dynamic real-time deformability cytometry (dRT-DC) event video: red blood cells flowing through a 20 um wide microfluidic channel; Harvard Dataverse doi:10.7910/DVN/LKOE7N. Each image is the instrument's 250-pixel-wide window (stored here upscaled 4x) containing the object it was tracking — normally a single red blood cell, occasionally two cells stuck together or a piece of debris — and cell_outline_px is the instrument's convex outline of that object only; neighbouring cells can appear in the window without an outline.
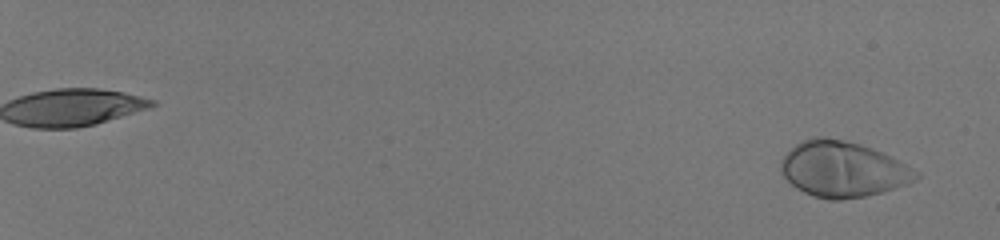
{"species": "human", "species_latin": "Homo sapiens", "temperature_condition": "room temperature", "stored_images_in_passage": 57, "camera_frame_rate_fps": 3000, "um_per_image_px": 0.085, "donor": {"sex": "male"}, "frame": {"image": 1, "passage_image": 3, "time_ms": 0.667, "image_size_px": [1000, 240], "cell_outline_px": [[920, 176], [908, 184], [880, 192], [864, 196], [840, 200], [828, 200], [812, 196], [796, 188], [784, 176], [780, 168], [780, 160], [796, 144], [812, 136], [824, 136], [844, 140], [860, 144], [880, 152], [920, 172]], "centroid_in_image_um": [71.61, 14.39], "position_along_channel_um": 13.4, "area_um2": 43.47}}
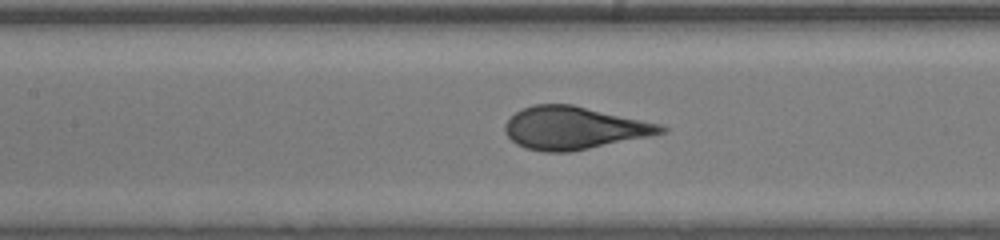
{"frame": {"image": 2, "passage_image": 33, "time_ms": 10.667, "image_size_px": [1000, 240], "cell_outline_px": [[668, 132], [568, 152], [544, 152], [524, 148], [516, 144], [504, 132], [504, 124], [516, 112], [532, 104], [572, 104], [660, 124], [668, 128]], "centroid_in_image_um": [48.75, 10.87], "position_along_channel_um": 158.6, "area_um2": 38.49}}
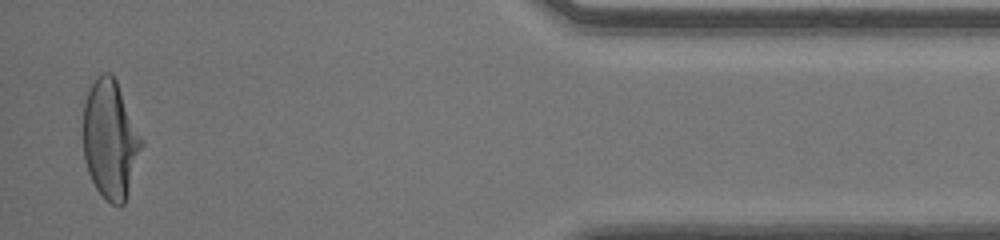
{"frame": {"image": 3, "passage_image": 56, "time_ms": 18.333, "image_size_px": [1000, 240], "cell_outline_px": [[144, 144], [124, 204], [112, 204], [104, 200], [96, 188], [88, 172], [84, 160], [80, 100], [96, 76], [104, 72], [112, 72], [116, 80], [144, 140]], "centroid_in_image_um": [9.32, 11.78], "position_along_channel_um": 425.9, "area_um2": 41.62}}